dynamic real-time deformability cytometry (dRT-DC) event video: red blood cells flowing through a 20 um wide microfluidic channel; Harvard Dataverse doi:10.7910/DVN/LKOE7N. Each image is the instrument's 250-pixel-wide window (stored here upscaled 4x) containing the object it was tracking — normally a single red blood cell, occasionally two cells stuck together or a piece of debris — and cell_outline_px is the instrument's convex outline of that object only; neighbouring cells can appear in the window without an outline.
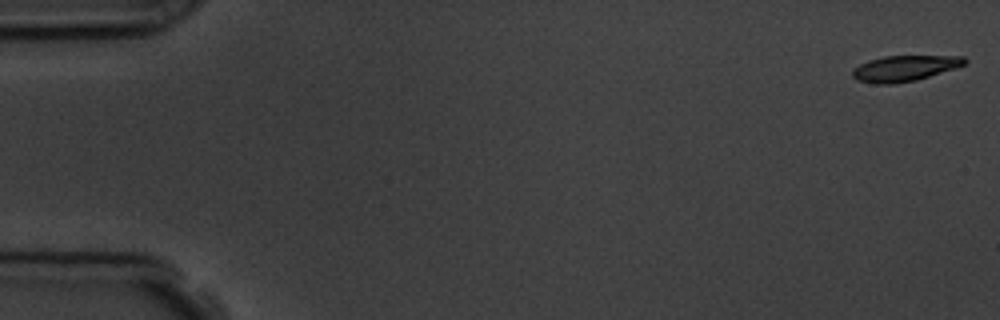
{"species": "common noctule bat (a hibernating species)", "species_latin": "Nyctalus noctula", "temperature_condition": "room temperature", "stored_images_in_passage": 4, "camera_frame_rate_fps": 3000, "um_per_image_px": 0.085, "animal": {"sex": "male", "body_mass_g": 19.5, "forearm_length_mm": 54.6}, "frame": {"image": 1, "passage_image": 1, "time_ms": 0.0, "image_size_px": [1000, 320], "cell_outline_px": [[968, 60], [964, 64], [956, 68], [916, 80], [892, 84], [872, 84], [856, 80], [852, 76], [852, 68], [868, 60], [884, 56], [964, 56]], "centroid_in_image_um": [76.85, 5.81], "position_along_channel_um": 8.2, "area_um2": 16.94}}